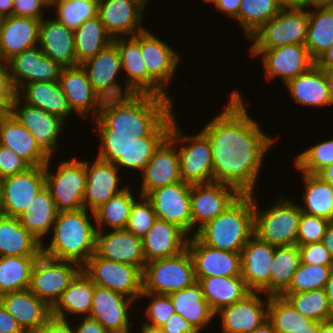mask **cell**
Segmentation results:
<instances>
[{"label":"cell","instance_id":"cell-1","mask_svg":"<svg viewBox=\"0 0 333 333\" xmlns=\"http://www.w3.org/2000/svg\"><path fill=\"white\" fill-rule=\"evenodd\" d=\"M243 100L239 90H233L224 110L201 131L211 145L214 182L255 194L264 158L279 139L264 133Z\"/></svg>","mask_w":333,"mask_h":333},{"label":"cell","instance_id":"cell-2","mask_svg":"<svg viewBox=\"0 0 333 333\" xmlns=\"http://www.w3.org/2000/svg\"><path fill=\"white\" fill-rule=\"evenodd\" d=\"M172 100L152 94L105 99L92 122L111 136H169L176 118Z\"/></svg>","mask_w":333,"mask_h":333},{"label":"cell","instance_id":"cell-3","mask_svg":"<svg viewBox=\"0 0 333 333\" xmlns=\"http://www.w3.org/2000/svg\"><path fill=\"white\" fill-rule=\"evenodd\" d=\"M92 222L94 212L85 208L58 212L50 232L52 238L48 246L42 244V253L82 267L96 252L97 227Z\"/></svg>","mask_w":333,"mask_h":333},{"label":"cell","instance_id":"cell-4","mask_svg":"<svg viewBox=\"0 0 333 333\" xmlns=\"http://www.w3.org/2000/svg\"><path fill=\"white\" fill-rule=\"evenodd\" d=\"M255 194H242L224 212L207 222L195 234L205 245L241 252L254 235Z\"/></svg>","mask_w":333,"mask_h":333},{"label":"cell","instance_id":"cell-5","mask_svg":"<svg viewBox=\"0 0 333 333\" xmlns=\"http://www.w3.org/2000/svg\"><path fill=\"white\" fill-rule=\"evenodd\" d=\"M301 213L299 203L282 196L265 210L254 201V235L274 246L294 245Z\"/></svg>","mask_w":333,"mask_h":333},{"label":"cell","instance_id":"cell-6","mask_svg":"<svg viewBox=\"0 0 333 333\" xmlns=\"http://www.w3.org/2000/svg\"><path fill=\"white\" fill-rule=\"evenodd\" d=\"M178 121L176 118L173 120L169 138L176 144V148H179L181 179L191 185L214 182L211 145L208 137L202 131L192 136L184 135Z\"/></svg>","mask_w":333,"mask_h":333},{"label":"cell","instance_id":"cell-7","mask_svg":"<svg viewBox=\"0 0 333 333\" xmlns=\"http://www.w3.org/2000/svg\"><path fill=\"white\" fill-rule=\"evenodd\" d=\"M159 37L148 29L140 32L141 52L147 68V94L171 98L168 86L176 76L180 53Z\"/></svg>","mask_w":333,"mask_h":333},{"label":"cell","instance_id":"cell-8","mask_svg":"<svg viewBox=\"0 0 333 333\" xmlns=\"http://www.w3.org/2000/svg\"><path fill=\"white\" fill-rule=\"evenodd\" d=\"M308 9L284 6L276 16L262 25L248 40L250 49H272L290 44H305Z\"/></svg>","mask_w":333,"mask_h":333},{"label":"cell","instance_id":"cell-9","mask_svg":"<svg viewBox=\"0 0 333 333\" xmlns=\"http://www.w3.org/2000/svg\"><path fill=\"white\" fill-rule=\"evenodd\" d=\"M196 282L191 255H178L146 263L142 271V292L169 295Z\"/></svg>","mask_w":333,"mask_h":333},{"label":"cell","instance_id":"cell-10","mask_svg":"<svg viewBox=\"0 0 333 333\" xmlns=\"http://www.w3.org/2000/svg\"><path fill=\"white\" fill-rule=\"evenodd\" d=\"M50 157L45 164V187L55 201L58 212L83 208V196L86 186L85 161L71 158L62 160L51 172Z\"/></svg>","mask_w":333,"mask_h":333},{"label":"cell","instance_id":"cell-11","mask_svg":"<svg viewBox=\"0 0 333 333\" xmlns=\"http://www.w3.org/2000/svg\"><path fill=\"white\" fill-rule=\"evenodd\" d=\"M81 270L78 263L41 253L33 264L29 289L52 308Z\"/></svg>","mask_w":333,"mask_h":333},{"label":"cell","instance_id":"cell-12","mask_svg":"<svg viewBox=\"0 0 333 333\" xmlns=\"http://www.w3.org/2000/svg\"><path fill=\"white\" fill-rule=\"evenodd\" d=\"M82 271L95 285L109 288L134 301L142 293V271L137 266L107 260L95 252L82 266Z\"/></svg>","mask_w":333,"mask_h":333},{"label":"cell","instance_id":"cell-13","mask_svg":"<svg viewBox=\"0 0 333 333\" xmlns=\"http://www.w3.org/2000/svg\"><path fill=\"white\" fill-rule=\"evenodd\" d=\"M81 66L86 71L93 90L102 100L133 94L126 86L119 83V79L117 80L122 68L119 50L114 42L83 62Z\"/></svg>","mask_w":333,"mask_h":333},{"label":"cell","instance_id":"cell-14","mask_svg":"<svg viewBox=\"0 0 333 333\" xmlns=\"http://www.w3.org/2000/svg\"><path fill=\"white\" fill-rule=\"evenodd\" d=\"M249 50L251 57H261L264 78L267 81L281 78V81L285 84L289 79L301 75L315 65V60L310 56L305 44Z\"/></svg>","mask_w":333,"mask_h":333},{"label":"cell","instance_id":"cell-15","mask_svg":"<svg viewBox=\"0 0 333 333\" xmlns=\"http://www.w3.org/2000/svg\"><path fill=\"white\" fill-rule=\"evenodd\" d=\"M241 195L236 188L224 183L193 184L190 194L192 236L207 222L224 212Z\"/></svg>","mask_w":333,"mask_h":333},{"label":"cell","instance_id":"cell-16","mask_svg":"<svg viewBox=\"0 0 333 333\" xmlns=\"http://www.w3.org/2000/svg\"><path fill=\"white\" fill-rule=\"evenodd\" d=\"M150 0H99L97 16L112 39L132 37L147 29L143 26ZM143 16V17H142Z\"/></svg>","mask_w":333,"mask_h":333},{"label":"cell","instance_id":"cell-17","mask_svg":"<svg viewBox=\"0 0 333 333\" xmlns=\"http://www.w3.org/2000/svg\"><path fill=\"white\" fill-rule=\"evenodd\" d=\"M192 185L182 181L156 188L145 197L151 202L156 218L183 229L192 236L190 194Z\"/></svg>","mask_w":333,"mask_h":333},{"label":"cell","instance_id":"cell-18","mask_svg":"<svg viewBox=\"0 0 333 333\" xmlns=\"http://www.w3.org/2000/svg\"><path fill=\"white\" fill-rule=\"evenodd\" d=\"M11 114L29 130L49 158L56 153L65 121L41 108L23 103L18 97L12 104Z\"/></svg>","mask_w":333,"mask_h":333},{"label":"cell","instance_id":"cell-19","mask_svg":"<svg viewBox=\"0 0 333 333\" xmlns=\"http://www.w3.org/2000/svg\"><path fill=\"white\" fill-rule=\"evenodd\" d=\"M133 302L121 293L95 285L88 317L98 321L109 333H131L133 325L129 314L133 310Z\"/></svg>","mask_w":333,"mask_h":333},{"label":"cell","instance_id":"cell-20","mask_svg":"<svg viewBox=\"0 0 333 333\" xmlns=\"http://www.w3.org/2000/svg\"><path fill=\"white\" fill-rule=\"evenodd\" d=\"M3 215L18 217L27 211L36 194L45 187L44 166L29 167L25 172L1 180Z\"/></svg>","mask_w":333,"mask_h":333},{"label":"cell","instance_id":"cell-21","mask_svg":"<svg viewBox=\"0 0 333 333\" xmlns=\"http://www.w3.org/2000/svg\"><path fill=\"white\" fill-rule=\"evenodd\" d=\"M276 246L253 235L240 252L241 277L253 292L270 296V269Z\"/></svg>","mask_w":333,"mask_h":333},{"label":"cell","instance_id":"cell-22","mask_svg":"<svg viewBox=\"0 0 333 333\" xmlns=\"http://www.w3.org/2000/svg\"><path fill=\"white\" fill-rule=\"evenodd\" d=\"M187 249L193 261L196 279L210 276H241L239 252L207 246L195 235L189 237Z\"/></svg>","mask_w":333,"mask_h":333},{"label":"cell","instance_id":"cell-23","mask_svg":"<svg viewBox=\"0 0 333 333\" xmlns=\"http://www.w3.org/2000/svg\"><path fill=\"white\" fill-rule=\"evenodd\" d=\"M119 168L109 162L98 158L92 162L85 160L86 186L83 196V208L96 210L115 194L125 190L128 185L122 186Z\"/></svg>","mask_w":333,"mask_h":333},{"label":"cell","instance_id":"cell-24","mask_svg":"<svg viewBox=\"0 0 333 333\" xmlns=\"http://www.w3.org/2000/svg\"><path fill=\"white\" fill-rule=\"evenodd\" d=\"M261 292H251L243 300L221 308L215 316H220L221 333H252L267 319L269 295L266 303Z\"/></svg>","mask_w":333,"mask_h":333},{"label":"cell","instance_id":"cell-25","mask_svg":"<svg viewBox=\"0 0 333 333\" xmlns=\"http://www.w3.org/2000/svg\"><path fill=\"white\" fill-rule=\"evenodd\" d=\"M13 84L18 91L23 85L36 81H59L61 67L47 57L39 46L24 50L8 62Z\"/></svg>","mask_w":333,"mask_h":333},{"label":"cell","instance_id":"cell-26","mask_svg":"<svg viewBox=\"0 0 333 333\" xmlns=\"http://www.w3.org/2000/svg\"><path fill=\"white\" fill-rule=\"evenodd\" d=\"M59 83L72 112H76L85 120L90 114L93 119L97 118L103 100L93 90L87 73L81 65L62 68Z\"/></svg>","mask_w":333,"mask_h":333},{"label":"cell","instance_id":"cell-27","mask_svg":"<svg viewBox=\"0 0 333 333\" xmlns=\"http://www.w3.org/2000/svg\"><path fill=\"white\" fill-rule=\"evenodd\" d=\"M176 144L168 137L155 151L141 172V196L150 191L182 181Z\"/></svg>","mask_w":333,"mask_h":333},{"label":"cell","instance_id":"cell-28","mask_svg":"<svg viewBox=\"0 0 333 333\" xmlns=\"http://www.w3.org/2000/svg\"><path fill=\"white\" fill-rule=\"evenodd\" d=\"M96 253L107 260L137 266L141 271L146 265L141 238L125 229L97 231Z\"/></svg>","mask_w":333,"mask_h":333},{"label":"cell","instance_id":"cell-29","mask_svg":"<svg viewBox=\"0 0 333 333\" xmlns=\"http://www.w3.org/2000/svg\"><path fill=\"white\" fill-rule=\"evenodd\" d=\"M189 237L179 226L156 218L152 227L141 239L146 263L173 257L185 251Z\"/></svg>","mask_w":333,"mask_h":333},{"label":"cell","instance_id":"cell-30","mask_svg":"<svg viewBox=\"0 0 333 333\" xmlns=\"http://www.w3.org/2000/svg\"><path fill=\"white\" fill-rule=\"evenodd\" d=\"M42 52L61 67H76L74 30L58 22L55 18H43L39 26V44Z\"/></svg>","mask_w":333,"mask_h":333},{"label":"cell","instance_id":"cell-31","mask_svg":"<svg viewBox=\"0 0 333 333\" xmlns=\"http://www.w3.org/2000/svg\"><path fill=\"white\" fill-rule=\"evenodd\" d=\"M41 20L28 17H4L0 33V59L8 62L24 50L38 46Z\"/></svg>","mask_w":333,"mask_h":333},{"label":"cell","instance_id":"cell-32","mask_svg":"<svg viewBox=\"0 0 333 333\" xmlns=\"http://www.w3.org/2000/svg\"><path fill=\"white\" fill-rule=\"evenodd\" d=\"M0 302L26 333H33L51 317V308L30 289L3 294Z\"/></svg>","mask_w":333,"mask_h":333},{"label":"cell","instance_id":"cell-33","mask_svg":"<svg viewBox=\"0 0 333 333\" xmlns=\"http://www.w3.org/2000/svg\"><path fill=\"white\" fill-rule=\"evenodd\" d=\"M292 100L304 107L333 106V94L325 74L316 64L285 84Z\"/></svg>","mask_w":333,"mask_h":333},{"label":"cell","instance_id":"cell-34","mask_svg":"<svg viewBox=\"0 0 333 333\" xmlns=\"http://www.w3.org/2000/svg\"><path fill=\"white\" fill-rule=\"evenodd\" d=\"M17 97L23 103L45 110L66 121L71 114L67 98L59 81H36L23 85L17 91Z\"/></svg>","mask_w":333,"mask_h":333},{"label":"cell","instance_id":"cell-35","mask_svg":"<svg viewBox=\"0 0 333 333\" xmlns=\"http://www.w3.org/2000/svg\"><path fill=\"white\" fill-rule=\"evenodd\" d=\"M0 145L16 152L30 167L45 166L49 159L29 130L12 114L0 124Z\"/></svg>","mask_w":333,"mask_h":333},{"label":"cell","instance_id":"cell-36","mask_svg":"<svg viewBox=\"0 0 333 333\" xmlns=\"http://www.w3.org/2000/svg\"><path fill=\"white\" fill-rule=\"evenodd\" d=\"M95 291L93 281L81 270L51 308V316L69 320L70 315L88 317Z\"/></svg>","mask_w":333,"mask_h":333},{"label":"cell","instance_id":"cell-37","mask_svg":"<svg viewBox=\"0 0 333 333\" xmlns=\"http://www.w3.org/2000/svg\"><path fill=\"white\" fill-rule=\"evenodd\" d=\"M121 58V68L125 72L126 86L133 94H147V68L143 60L140 33L132 37L113 39Z\"/></svg>","mask_w":333,"mask_h":333},{"label":"cell","instance_id":"cell-38","mask_svg":"<svg viewBox=\"0 0 333 333\" xmlns=\"http://www.w3.org/2000/svg\"><path fill=\"white\" fill-rule=\"evenodd\" d=\"M196 281L200 284L202 294L214 313L243 300L252 292L241 276H210Z\"/></svg>","mask_w":333,"mask_h":333},{"label":"cell","instance_id":"cell-39","mask_svg":"<svg viewBox=\"0 0 333 333\" xmlns=\"http://www.w3.org/2000/svg\"><path fill=\"white\" fill-rule=\"evenodd\" d=\"M41 253L42 243L22 226L18 217L0 216V257Z\"/></svg>","mask_w":333,"mask_h":333},{"label":"cell","instance_id":"cell-40","mask_svg":"<svg viewBox=\"0 0 333 333\" xmlns=\"http://www.w3.org/2000/svg\"><path fill=\"white\" fill-rule=\"evenodd\" d=\"M175 312L184 317L196 330L207 328L215 313L210 309L202 294L198 281L183 290L169 294Z\"/></svg>","mask_w":333,"mask_h":333},{"label":"cell","instance_id":"cell-41","mask_svg":"<svg viewBox=\"0 0 333 333\" xmlns=\"http://www.w3.org/2000/svg\"><path fill=\"white\" fill-rule=\"evenodd\" d=\"M57 213L55 201L49 190L44 187L18 219L22 226L43 244V238L50 235L49 231L53 229Z\"/></svg>","mask_w":333,"mask_h":333},{"label":"cell","instance_id":"cell-42","mask_svg":"<svg viewBox=\"0 0 333 333\" xmlns=\"http://www.w3.org/2000/svg\"><path fill=\"white\" fill-rule=\"evenodd\" d=\"M301 173L304 193L299 204L303 213L328 219L333 217V187L318 174Z\"/></svg>","mask_w":333,"mask_h":333},{"label":"cell","instance_id":"cell-43","mask_svg":"<svg viewBox=\"0 0 333 333\" xmlns=\"http://www.w3.org/2000/svg\"><path fill=\"white\" fill-rule=\"evenodd\" d=\"M131 189L128 185L93 211L97 231H104L107 227L111 230L126 228L131 207L137 199Z\"/></svg>","mask_w":333,"mask_h":333},{"label":"cell","instance_id":"cell-44","mask_svg":"<svg viewBox=\"0 0 333 333\" xmlns=\"http://www.w3.org/2000/svg\"><path fill=\"white\" fill-rule=\"evenodd\" d=\"M333 44V7L308 10V29L305 46L316 60Z\"/></svg>","mask_w":333,"mask_h":333},{"label":"cell","instance_id":"cell-45","mask_svg":"<svg viewBox=\"0 0 333 333\" xmlns=\"http://www.w3.org/2000/svg\"><path fill=\"white\" fill-rule=\"evenodd\" d=\"M267 319L277 333H295L300 329H319V322L303 316L282 296L269 297Z\"/></svg>","mask_w":333,"mask_h":333},{"label":"cell","instance_id":"cell-46","mask_svg":"<svg viewBox=\"0 0 333 333\" xmlns=\"http://www.w3.org/2000/svg\"><path fill=\"white\" fill-rule=\"evenodd\" d=\"M301 263L298 245L276 246L270 269V296H280Z\"/></svg>","mask_w":333,"mask_h":333},{"label":"cell","instance_id":"cell-47","mask_svg":"<svg viewBox=\"0 0 333 333\" xmlns=\"http://www.w3.org/2000/svg\"><path fill=\"white\" fill-rule=\"evenodd\" d=\"M75 54L81 65L113 42L98 16L86 20L74 30Z\"/></svg>","mask_w":333,"mask_h":333},{"label":"cell","instance_id":"cell-48","mask_svg":"<svg viewBox=\"0 0 333 333\" xmlns=\"http://www.w3.org/2000/svg\"><path fill=\"white\" fill-rule=\"evenodd\" d=\"M37 257H0V296L30 288L31 271Z\"/></svg>","mask_w":333,"mask_h":333},{"label":"cell","instance_id":"cell-49","mask_svg":"<svg viewBox=\"0 0 333 333\" xmlns=\"http://www.w3.org/2000/svg\"><path fill=\"white\" fill-rule=\"evenodd\" d=\"M284 7L282 0H241L238 22L248 38Z\"/></svg>","mask_w":333,"mask_h":333},{"label":"cell","instance_id":"cell-50","mask_svg":"<svg viewBox=\"0 0 333 333\" xmlns=\"http://www.w3.org/2000/svg\"><path fill=\"white\" fill-rule=\"evenodd\" d=\"M291 306L303 316L317 322L333 319V309L324 288L298 293H282Z\"/></svg>","mask_w":333,"mask_h":333},{"label":"cell","instance_id":"cell-51","mask_svg":"<svg viewBox=\"0 0 333 333\" xmlns=\"http://www.w3.org/2000/svg\"><path fill=\"white\" fill-rule=\"evenodd\" d=\"M100 149L96 158L130 170V148L136 139L145 136H111V130H97Z\"/></svg>","mask_w":333,"mask_h":333},{"label":"cell","instance_id":"cell-52","mask_svg":"<svg viewBox=\"0 0 333 333\" xmlns=\"http://www.w3.org/2000/svg\"><path fill=\"white\" fill-rule=\"evenodd\" d=\"M99 0H57L50 8L56 11L58 22L75 30L86 20L97 16Z\"/></svg>","mask_w":333,"mask_h":333},{"label":"cell","instance_id":"cell-53","mask_svg":"<svg viewBox=\"0 0 333 333\" xmlns=\"http://www.w3.org/2000/svg\"><path fill=\"white\" fill-rule=\"evenodd\" d=\"M333 266L300 263L289 287L283 293H298L324 288Z\"/></svg>","mask_w":333,"mask_h":333},{"label":"cell","instance_id":"cell-54","mask_svg":"<svg viewBox=\"0 0 333 333\" xmlns=\"http://www.w3.org/2000/svg\"><path fill=\"white\" fill-rule=\"evenodd\" d=\"M297 170L305 173L318 174L323 168L333 163V139L325 140L310 146L296 157Z\"/></svg>","mask_w":333,"mask_h":333},{"label":"cell","instance_id":"cell-55","mask_svg":"<svg viewBox=\"0 0 333 333\" xmlns=\"http://www.w3.org/2000/svg\"><path fill=\"white\" fill-rule=\"evenodd\" d=\"M139 197L131 207L125 230L142 239L152 227L156 214L151 202L145 196Z\"/></svg>","mask_w":333,"mask_h":333},{"label":"cell","instance_id":"cell-56","mask_svg":"<svg viewBox=\"0 0 333 333\" xmlns=\"http://www.w3.org/2000/svg\"><path fill=\"white\" fill-rule=\"evenodd\" d=\"M143 298H150L151 301L144 312L148 320L142 326L160 328L176 313L169 295L142 292L139 299Z\"/></svg>","mask_w":333,"mask_h":333},{"label":"cell","instance_id":"cell-57","mask_svg":"<svg viewBox=\"0 0 333 333\" xmlns=\"http://www.w3.org/2000/svg\"><path fill=\"white\" fill-rule=\"evenodd\" d=\"M169 136H145L136 139L130 148V169L142 172L155 151Z\"/></svg>","mask_w":333,"mask_h":333},{"label":"cell","instance_id":"cell-58","mask_svg":"<svg viewBox=\"0 0 333 333\" xmlns=\"http://www.w3.org/2000/svg\"><path fill=\"white\" fill-rule=\"evenodd\" d=\"M330 221L319 216L301 213L299 220L296 245L303 246L309 243H319L325 234Z\"/></svg>","mask_w":333,"mask_h":333},{"label":"cell","instance_id":"cell-59","mask_svg":"<svg viewBox=\"0 0 333 333\" xmlns=\"http://www.w3.org/2000/svg\"><path fill=\"white\" fill-rule=\"evenodd\" d=\"M29 167L16 152L0 145V180L25 172Z\"/></svg>","mask_w":333,"mask_h":333},{"label":"cell","instance_id":"cell-60","mask_svg":"<svg viewBox=\"0 0 333 333\" xmlns=\"http://www.w3.org/2000/svg\"><path fill=\"white\" fill-rule=\"evenodd\" d=\"M301 254V262L306 264H318L323 266H333V259L322 242L309 243L298 246Z\"/></svg>","mask_w":333,"mask_h":333},{"label":"cell","instance_id":"cell-61","mask_svg":"<svg viewBox=\"0 0 333 333\" xmlns=\"http://www.w3.org/2000/svg\"><path fill=\"white\" fill-rule=\"evenodd\" d=\"M45 9L49 8L42 0H13L12 15L42 20Z\"/></svg>","mask_w":333,"mask_h":333},{"label":"cell","instance_id":"cell-62","mask_svg":"<svg viewBox=\"0 0 333 333\" xmlns=\"http://www.w3.org/2000/svg\"><path fill=\"white\" fill-rule=\"evenodd\" d=\"M17 90L10 76L7 62L0 59V102L14 103Z\"/></svg>","mask_w":333,"mask_h":333},{"label":"cell","instance_id":"cell-63","mask_svg":"<svg viewBox=\"0 0 333 333\" xmlns=\"http://www.w3.org/2000/svg\"><path fill=\"white\" fill-rule=\"evenodd\" d=\"M70 321L51 316L33 333H75Z\"/></svg>","mask_w":333,"mask_h":333},{"label":"cell","instance_id":"cell-64","mask_svg":"<svg viewBox=\"0 0 333 333\" xmlns=\"http://www.w3.org/2000/svg\"><path fill=\"white\" fill-rule=\"evenodd\" d=\"M165 333H194L197 330L180 314H173L169 320L160 327Z\"/></svg>","mask_w":333,"mask_h":333},{"label":"cell","instance_id":"cell-65","mask_svg":"<svg viewBox=\"0 0 333 333\" xmlns=\"http://www.w3.org/2000/svg\"><path fill=\"white\" fill-rule=\"evenodd\" d=\"M0 333H26L0 302Z\"/></svg>","mask_w":333,"mask_h":333},{"label":"cell","instance_id":"cell-66","mask_svg":"<svg viewBox=\"0 0 333 333\" xmlns=\"http://www.w3.org/2000/svg\"><path fill=\"white\" fill-rule=\"evenodd\" d=\"M206 3L213 4L217 12L220 11L233 19L238 16L241 6V0H209Z\"/></svg>","mask_w":333,"mask_h":333},{"label":"cell","instance_id":"cell-67","mask_svg":"<svg viewBox=\"0 0 333 333\" xmlns=\"http://www.w3.org/2000/svg\"><path fill=\"white\" fill-rule=\"evenodd\" d=\"M78 326H73L75 333H109L98 321L90 317H82Z\"/></svg>","mask_w":333,"mask_h":333},{"label":"cell","instance_id":"cell-68","mask_svg":"<svg viewBox=\"0 0 333 333\" xmlns=\"http://www.w3.org/2000/svg\"><path fill=\"white\" fill-rule=\"evenodd\" d=\"M315 64L318 67H333V44L315 60Z\"/></svg>","mask_w":333,"mask_h":333},{"label":"cell","instance_id":"cell-69","mask_svg":"<svg viewBox=\"0 0 333 333\" xmlns=\"http://www.w3.org/2000/svg\"><path fill=\"white\" fill-rule=\"evenodd\" d=\"M333 259V224H329L321 241Z\"/></svg>","mask_w":333,"mask_h":333},{"label":"cell","instance_id":"cell-70","mask_svg":"<svg viewBox=\"0 0 333 333\" xmlns=\"http://www.w3.org/2000/svg\"><path fill=\"white\" fill-rule=\"evenodd\" d=\"M303 7L308 10H311V8H332L333 0H307Z\"/></svg>","mask_w":333,"mask_h":333},{"label":"cell","instance_id":"cell-71","mask_svg":"<svg viewBox=\"0 0 333 333\" xmlns=\"http://www.w3.org/2000/svg\"><path fill=\"white\" fill-rule=\"evenodd\" d=\"M13 0H0V16L8 17L12 15Z\"/></svg>","mask_w":333,"mask_h":333},{"label":"cell","instance_id":"cell-72","mask_svg":"<svg viewBox=\"0 0 333 333\" xmlns=\"http://www.w3.org/2000/svg\"><path fill=\"white\" fill-rule=\"evenodd\" d=\"M324 291L328 298L329 304L333 309V269L330 273L329 280L326 282L324 286Z\"/></svg>","mask_w":333,"mask_h":333},{"label":"cell","instance_id":"cell-73","mask_svg":"<svg viewBox=\"0 0 333 333\" xmlns=\"http://www.w3.org/2000/svg\"><path fill=\"white\" fill-rule=\"evenodd\" d=\"M318 175L333 187V163L323 168Z\"/></svg>","mask_w":333,"mask_h":333},{"label":"cell","instance_id":"cell-74","mask_svg":"<svg viewBox=\"0 0 333 333\" xmlns=\"http://www.w3.org/2000/svg\"><path fill=\"white\" fill-rule=\"evenodd\" d=\"M252 333H277L273 328L271 322L266 319L259 327H257Z\"/></svg>","mask_w":333,"mask_h":333},{"label":"cell","instance_id":"cell-75","mask_svg":"<svg viewBox=\"0 0 333 333\" xmlns=\"http://www.w3.org/2000/svg\"><path fill=\"white\" fill-rule=\"evenodd\" d=\"M12 104L0 102V124L11 114Z\"/></svg>","mask_w":333,"mask_h":333},{"label":"cell","instance_id":"cell-76","mask_svg":"<svg viewBox=\"0 0 333 333\" xmlns=\"http://www.w3.org/2000/svg\"><path fill=\"white\" fill-rule=\"evenodd\" d=\"M325 74V77L327 79V83L330 87V90L333 94V67H319Z\"/></svg>","mask_w":333,"mask_h":333},{"label":"cell","instance_id":"cell-77","mask_svg":"<svg viewBox=\"0 0 333 333\" xmlns=\"http://www.w3.org/2000/svg\"><path fill=\"white\" fill-rule=\"evenodd\" d=\"M318 333H333V319L326 322H319Z\"/></svg>","mask_w":333,"mask_h":333},{"label":"cell","instance_id":"cell-78","mask_svg":"<svg viewBox=\"0 0 333 333\" xmlns=\"http://www.w3.org/2000/svg\"><path fill=\"white\" fill-rule=\"evenodd\" d=\"M307 0H282L284 6L303 7Z\"/></svg>","mask_w":333,"mask_h":333},{"label":"cell","instance_id":"cell-79","mask_svg":"<svg viewBox=\"0 0 333 333\" xmlns=\"http://www.w3.org/2000/svg\"><path fill=\"white\" fill-rule=\"evenodd\" d=\"M141 333H165L161 328L142 326Z\"/></svg>","mask_w":333,"mask_h":333},{"label":"cell","instance_id":"cell-80","mask_svg":"<svg viewBox=\"0 0 333 333\" xmlns=\"http://www.w3.org/2000/svg\"><path fill=\"white\" fill-rule=\"evenodd\" d=\"M3 215V189H2V183L0 180V216Z\"/></svg>","mask_w":333,"mask_h":333}]
</instances>
